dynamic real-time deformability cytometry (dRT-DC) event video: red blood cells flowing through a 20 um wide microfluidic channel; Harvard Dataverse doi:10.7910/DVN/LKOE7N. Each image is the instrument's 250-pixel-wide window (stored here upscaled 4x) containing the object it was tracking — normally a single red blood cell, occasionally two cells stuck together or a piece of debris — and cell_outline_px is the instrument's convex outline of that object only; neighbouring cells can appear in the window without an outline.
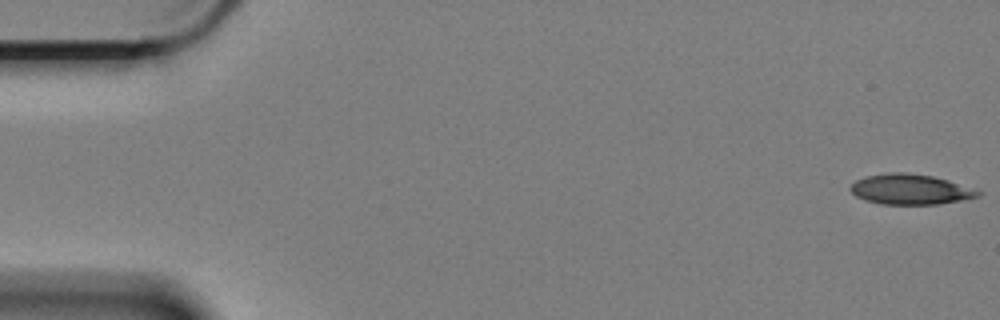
{"species": "Egyptian fruit bat (a non-hibernating species)", "species_latin": "Rousettus aegyptiacus", "temperature_condition": "cold", "stored_images_in_passage": 60, "camera_frame_rate_fps": 3000, "um_per_image_px": 0.085, "animal": {"sex": "female"}, "frame": {"image": 1, "passage_image": 1, "time_ms": 0.0, "image_size_px": [1000, 320], "cell_outline_px": [[980, 196], [940, 204], [880, 204], [864, 200], [856, 196], [848, 188], [856, 180], [868, 176], [888, 172], [908, 172], [932, 176], [948, 180], [980, 192]], "centroid_in_image_um": [77.32, 16.09], "position_along_channel_um": 7.7, "area_um2": 22.31}}
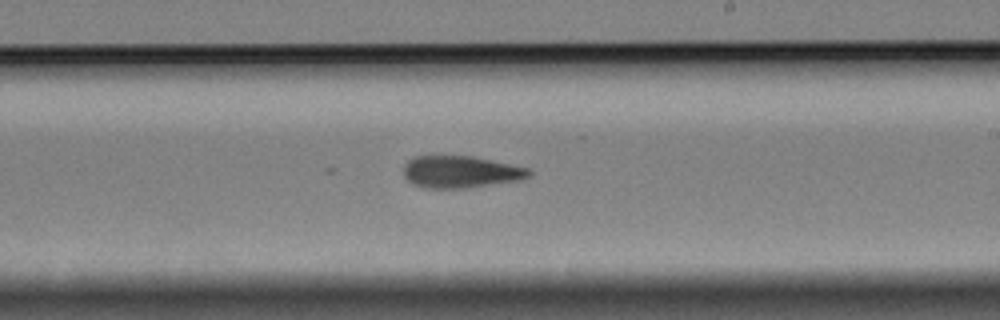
{"frame": {"image": 2, "passage_image": 35, "time_ms": 11.333, "image_size_px": [1000, 320], "cell_outline_px": [[532, 172], [528, 176], [516, 180], [464, 188], [424, 188], [412, 184], [404, 176], [404, 164], [408, 160], [416, 156], [472, 156], [528, 168]], "centroid_in_image_um": [39.08, 14.6], "position_along_channel_um": 249.9, "area_um2": 23.06}}
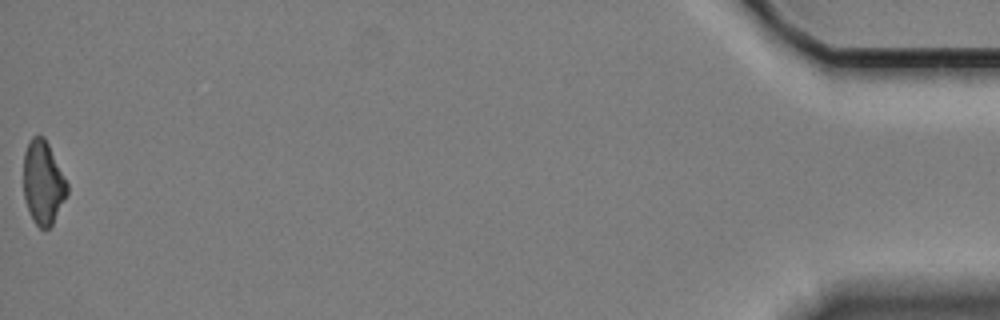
{"frame": {"image": 3, "passage_image": 60, "time_ms": 19.667, "image_size_px": [1000, 320], "cell_outline_px": [[68, 192], [52, 224], [48, 228], [40, 228], [36, 224], [28, 208], [24, 196], [24, 152], [32, 136], [44, 136], [68, 184]], "centroid_in_image_um": [3.66, 15.5], "position_along_channel_um": 431.5, "area_um2": 20.75}, "authors_computed_cell_mechanics": {"area_um2": 23.2067, "velocity_mm_per_s": 3.3296, "shape_relaxation_time_tau1_ms": 5.9531, "shape_relaxation_time_tau2_ms": 9.4502, "deformation_change_tau1": 0.1358, "deformation_change_tau2": 0.1994}}